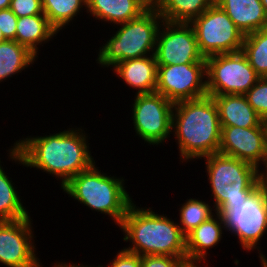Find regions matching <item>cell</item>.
Wrapping results in <instances>:
<instances>
[{"label": "cell", "instance_id": "1", "mask_svg": "<svg viewBox=\"0 0 267 267\" xmlns=\"http://www.w3.org/2000/svg\"><path fill=\"white\" fill-rule=\"evenodd\" d=\"M83 131L81 128H68L50 135L17 140L8 150L10 160L59 178L62 188L95 163L89 150L88 135Z\"/></svg>", "mask_w": 267, "mask_h": 267}, {"label": "cell", "instance_id": "2", "mask_svg": "<svg viewBox=\"0 0 267 267\" xmlns=\"http://www.w3.org/2000/svg\"><path fill=\"white\" fill-rule=\"evenodd\" d=\"M221 129L218 107L212 96L174 103L172 132L182 163L218 153Z\"/></svg>", "mask_w": 267, "mask_h": 267}, {"label": "cell", "instance_id": "3", "mask_svg": "<svg viewBox=\"0 0 267 267\" xmlns=\"http://www.w3.org/2000/svg\"><path fill=\"white\" fill-rule=\"evenodd\" d=\"M178 224L164 214L137 207L133 202L119 225L125 233L123 240L132 242L124 249L140 256L187 257L186 238Z\"/></svg>", "mask_w": 267, "mask_h": 267}, {"label": "cell", "instance_id": "4", "mask_svg": "<svg viewBox=\"0 0 267 267\" xmlns=\"http://www.w3.org/2000/svg\"><path fill=\"white\" fill-rule=\"evenodd\" d=\"M214 210L222 217L243 205L262 183L261 170L235 157L214 153L204 157Z\"/></svg>", "mask_w": 267, "mask_h": 267}, {"label": "cell", "instance_id": "5", "mask_svg": "<svg viewBox=\"0 0 267 267\" xmlns=\"http://www.w3.org/2000/svg\"><path fill=\"white\" fill-rule=\"evenodd\" d=\"M124 182L123 177L116 178L102 173L94 163L87 170L74 176L61 189L91 210L108 214L115 225L119 226L133 203Z\"/></svg>", "mask_w": 267, "mask_h": 267}, {"label": "cell", "instance_id": "6", "mask_svg": "<svg viewBox=\"0 0 267 267\" xmlns=\"http://www.w3.org/2000/svg\"><path fill=\"white\" fill-rule=\"evenodd\" d=\"M162 22L156 9L149 6L137 18L118 24L114 36L99 48L97 64L113 68L124 60L154 55Z\"/></svg>", "mask_w": 267, "mask_h": 267}, {"label": "cell", "instance_id": "7", "mask_svg": "<svg viewBox=\"0 0 267 267\" xmlns=\"http://www.w3.org/2000/svg\"><path fill=\"white\" fill-rule=\"evenodd\" d=\"M205 62L209 96L244 95L261 78L242 51L213 55Z\"/></svg>", "mask_w": 267, "mask_h": 267}, {"label": "cell", "instance_id": "8", "mask_svg": "<svg viewBox=\"0 0 267 267\" xmlns=\"http://www.w3.org/2000/svg\"><path fill=\"white\" fill-rule=\"evenodd\" d=\"M201 54L207 57L242 50L245 35L215 2L189 23Z\"/></svg>", "mask_w": 267, "mask_h": 267}, {"label": "cell", "instance_id": "9", "mask_svg": "<svg viewBox=\"0 0 267 267\" xmlns=\"http://www.w3.org/2000/svg\"><path fill=\"white\" fill-rule=\"evenodd\" d=\"M225 231H230L239 239L246 251L259 249L261 261L267 258L257 248L260 239L267 233V190L261 183L240 207L232 208L224 216Z\"/></svg>", "mask_w": 267, "mask_h": 267}, {"label": "cell", "instance_id": "10", "mask_svg": "<svg viewBox=\"0 0 267 267\" xmlns=\"http://www.w3.org/2000/svg\"><path fill=\"white\" fill-rule=\"evenodd\" d=\"M132 120L136 135L149 145L166 142L172 133L174 103L157 92L135 95Z\"/></svg>", "mask_w": 267, "mask_h": 267}, {"label": "cell", "instance_id": "11", "mask_svg": "<svg viewBox=\"0 0 267 267\" xmlns=\"http://www.w3.org/2000/svg\"><path fill=\"white\" fill-rule=\"evenodd\" d=\"M155 92L173 103L206 96V63L158 65Z\"/></svg>", "mask_w": 267, "mask_h": 267}, {"label": "cell", "instance_id": "12", "mask_svg": "<svg viewBox=\"0 0 267 267\" xmlns=\"http://www.w3.org/2000/svg\"><path fill=\"white\" fill-rule=\"evenodd\" d=\"M154 55L158 65L206 63L189 23L163 21L157 33Z\"/></svg>", "mask_w": 267, "mask_h": 267}, {"label": "cell", "instance_id": "13", "mask_svg": "<svg viewBox=\"0 0 267 267\" xmlns=\"http://www.w3.org/2000/svg\"><path fill=\"white\" fill-rule=\"evenodd\" d=\"M31 217L0 221V263L6 267H42L36 256Z\"/></svg>", "mask_w": 267, "mask_h": 267}, {"label": "cell", "instance_id": "14", "mask_svg": "<svg viewBox=\"0 0 267 267\" xmlns=\"http://www.w3.org/2000/svg\"><path fill=\"white\" fill-rule=\"evenodd\" d=\"M219 153L235 157L255 165L267 164V152L264 145L261 125L241 128L237 126H221Z\"/></svg>", "mask_w": 267, "mask_h": 267}, {"label": "cell", "instance_id": "15", "mask_svg": "<svg viewBox=\"0 0 267 267\" xmlns=\"http://www.w3.org/2000/svg\"><path fill=\"white\" fill-rule=\"evenodd\" d=\"M112 71L129 87L137 89L136 95L153 93L156 90L158 64L155 55L124 60Z\"/></svg>", "mask_w": 267, "mask_h": 267}, {"label": "cell", "instance_id": "16", "mask_svg": "<svg viewBox=\"0 0 267 267\" xmlns=\"http://www.w3.org/2000/svg\"><path fill=\"white\" fill-rule=\"evenodd\" d=\"M222 229L225 230L223 217L215 212L208 220L189 232L185 236L187 261L202 263L206 260L208 249L217 246L221 241L224 234Z\"/></svg>", "mask_w": 267, "mask_h": 267}, {"label": "cell", "instance_id": "17", "mask_svg": "<svg viewBox=\"0 0 267 267\" xmlns=\"http://www.w3.org/2000/svg\"><path fill=\"white\" fill-rule=\"evenodd\" d=\"M244 35L267 28L261 0H214Z\"/></svg>", "mask_w": 267, "mask_h": 267}, {"label": "cell", "instance_id": "18", "mask_svg": "<svg viewBox=\"0 0 267 267\" xmlns=\"http://www.w3.org/2000/svg\"><path fill=\"white\" fill-rule=\"evenodd\" d=\"M217 104L221 126L257 127L261 118L248 103L245 95L212 96Z\"/></svg>", "mask_w": 267, "mask_h": 267}, {"label": "cell", "instance_id": "19", "mask_svg": "<svg viewBox=\"0 0 267 267\" xmlns=\"http://www.w3.org/2000/svg\"><path fill=\"white\" fill-rule=\"evenodd\" d=\"M148 7L143 0H87L86 10L95 20L118 25L137 18Z\"/></svg>", "mask_w": 267, "mask_h": 267}, {"label": "cell", "instance_id": "20", "mask_svg": "<svg viewBox=\"0 0 267 267\" xmlns=\"http://www.w3.org/2000/svg\"><path fill=\"white\" fill-rule=\"evenodd\" d=\"M58 31L49 23L44 14L18 18L15 41L28 48L36 56L39 47L57 36ZM52 38V39H51Z\"/></svg>", "mask_w": 267, "mask_h": 267}, {"label": "cell", "instance_id": "21", "mask_svg": "<svg viewBox=\"0 0 267 267\" xmlns=\"http://www.w3.org/2000/svg\"><path fill=\"white\" fill-rule=\"evenodd\" d=\"M213 3L214 0H156L153 7L163 21L190 23Z\"/></svg>", "mask_w": 267, "mask_h": 267}, {"label": "cell", "instance_id": "22", "mask_svg": "<svg viewBox=\"0 0 267 267\" xmlns=\"http://www.w3.org/2000/svg\"><path fill=\"white\" fill-rule=\"evenodd\" d=\"M36 56L28 48L15 40L0 43V83L15 74L25 71L36 61Z\"/></svg>", "mask_w": 267, "mask_h": 267}, {"label": "cell", "instance_id": "23", "mask_svg": "<svg viewBox=\"0 0 267 267\" xmlns=\"http://www.w3.org/2000/svg\"><path fill=\"white\" fill-rule=\"evenodd\" d=\"M10 179L0 164V221H13L30 216Z\"/></svg>", "mask_w": 267, "mask_h": 267}, {"label": "cell", "instance_id": "24", "mask_svg": "<svg viewBox=\"0 0 267 267\" xmlns=\"http://www.w3.org/2000/svg\"><path fill=\"white\" fill-rule=\"evenodd\" d=\"M43 13L49 23L59 32L79 15L81 8L87 9V0H41Z\"/></svg>", "mask_w": 267, "mask_h": 267}, {"label": "cell", "instance_id": "25", "mask_svg": "<svg viewBox=\"0 0 267 267\" xmlns=\"http://www.w3.org/2000/svg\"><path fill=\"white\" fill-rule=\"evenodd\" d=\"M261 77H267V28L245 35L241 50Z\"/></svg>", "mask_w": 267, "mask_h": 267}, {"label": "cell", "instance_id": "26", "mask_svg": "<svg viewBox=\"0 0 267 267\" xmlns=\"http://www.w3.org/2000/svg\"><path fill=\"white\" fill-rule=\"evenodd\" d=\"M212 208L214 207H211L206 201L189 198L179 210L180 224L178 225L181 232L186 236L194 228L208 220L216 212Z\"/></svg>", "mask_w": 267, "mask_h": 267}, {"label": "cell", "instance_id": "27", "mask_svg": "<svg viewBox=\"0 0 267 267\" xmlns=\"http://www.w3.org/2000/svg\"><path fill=\"white\" fill-rule=\"evenodd\" d=\"M244 95L260 118L267 117V77L260 78Z\"/></svg>", "mask_w": 267, "mask_h": 267}, {"label": "cell", "instance_id": "28", "mask_svg": "<svg viewBox=\"0 0 267 267\" xmlns=\"http://www.w3.org/2000/svg\"><path fill=\"white\" fill-rule=\"evenodd\" d=\"M9 8L18 18L44 14L41 0H11Z\"/></svg>", "mask_w": 267, "mask_h": 267}, {"label": "cell", "instance_id": "29", "mask_svg": "<svg viewBox=\"0 0 267 267\" xmlns=\"http://www.w3.org/2000/svg\"><path fill=\"white\" fill-rule=\"evenodd\" d=\"M187 257H173L161 255L141 256V267H182Z\"/></svg>", "mask_w": 267, "mask_h": 267}, {"label": "cell", "instance_id": "30", "mask_svg": "<svg viewBox=\"0 0 267 267\" xmlns=\"http://www.w3.org/2000/svg\"><path fill=\"white\" fill-rule=\"evenodd\" d=\"M18 17L10 10H0V29L6 40H15Z\"/></svg>", "mask_w": 267, "mask_h": 267}, {"label": "cell", "instance_id": "31", "mask_svg": "<svg viewBox=\"0 0 267 267\" xmlns=\"http://www.w3.org/2000/svg\"><path fill=\"white\" fill-rule=\"evenodd\" d=\"M107 267H141V256L129 252L123 248V250L118 251L115 258L110 261ZM105 266V267H106Z\"/></svg>", "mask_w": 267, "mask_h": 267}, {"label": "cell", "instance_id": "32", "mask_svg": "<svg viewBox=\"0 0 267 267\" xmlns=\"http://www.w3.org/2000/svg\"><path fill=\"white\" fill-rule=\"evenodd\" d=\"M260 125L263 131L264 145L267 152V117L261 118Z\"/></svg>", "mask_w": 267, "mask_h": 267}, {"label": "cell", "instance_id": "33", "mask_svg": "<svg viewBox=\"0 0 267 267\" xmlns=\"http://www.w3.org/2000/svg\"><path fill=\"white\" fill-rule=\"evenodd\" d=\"M52 267H91V266H85V265H83V264H74V263H72V264H70V263H63V262H61V263H57L56 262V264H54ZM93 267V266H92ZM97 267H103V265L101 266V265H98Z\"/></svg>", "mask_w": 267, "mask_h": 267}, {"label": "cell", "instance_id": "34", "mask_svg": "<svg viewBox=\"0 0 267 267\" xmlns=\"http://www.w3.org/2000/svg\"><path fill=\"white\" fill-rule=\"evenodd\" d=\"M266 169H264L263 171H261V179H262V184L265 186L266 190H267V164L265 166Z\"/></svg>", "mask_w": 267, "mask_h": 267}, {"label": "cell", "instance_id": "35", "mask_svg": "<svg viewBox=\"0 0 267 267\" xmlns=\"http://www.w3.org/2000/svg\"><path fill=\"white\" fill-rule=\"evenodd\" d=\"M10 2L11 0H0V10L9 8Z\"/></svg>", "mask_w": 267, "mask_h": 267}, {"label": "cell", "instance_id": "36", "mask_svg": "<svg viewBox=\"0 0 267 267\" xmlns=\"http://www.w3.org/2000/svg\"><path fill=\"white\" fill-rule=\"evenodd\" d=\"M200 262H188L186 261L185 264L182 266V267H202V266H199Z\"/></svg>", "mask_w": 267, "mask_h": 267}, {"label": "cell", "instance_id": "37", "mask_svg": "<svg viewBox=\"0 0 267 267\" xmlns=\"http://www.w3.org/2000/svg\"><path fill=\"white\" fill-rule=\"evenodd\" d=\"M148 6H153L156 0H143Z\"/></svg>", "mask_w": 267, "mask_h": 267}, {"label": "cell", "instance_id": "38", "mask_svg": "<svg viewBox=\"0 0 267 267\" xmlns=\"http://www.w3.org/2000/svg\"><path fill=\"white\" fill-rule=\"evenodd\" d=\"M261 3H262V5H263L264 10H265V13H266V15H267V0H261Z\"/></svg>", "mask_w": 267, "mask_h": 267}, {"label": "cell", "instance_id": "39", "mask_svg": "<svg viewBox=\"0 0 267 267\" xmlns=\"http://www.w3.org/2000/svg\"><path fill=\"white\" fill-rule=\"evenodd\" d=\"M5 40L6 39L4 38V35H3V33L1 31V29H0V43L3 42V41H5Z\"/></svg>", "mask_w": 267, "mask_h": 267}, {"label": "cell", "instance_id": "40", "mask_svg": "<svg viewBox=\"0 0 267 267\" xmlns=\"http://www.w3.org/2000/svg\"><path fill=\"white\" fill-rule=\"evenodd\" d=\"M262 267H267V261H260Z\"/></svg>", "mask_w": 267, "mask_h": 267}]
</instances>
